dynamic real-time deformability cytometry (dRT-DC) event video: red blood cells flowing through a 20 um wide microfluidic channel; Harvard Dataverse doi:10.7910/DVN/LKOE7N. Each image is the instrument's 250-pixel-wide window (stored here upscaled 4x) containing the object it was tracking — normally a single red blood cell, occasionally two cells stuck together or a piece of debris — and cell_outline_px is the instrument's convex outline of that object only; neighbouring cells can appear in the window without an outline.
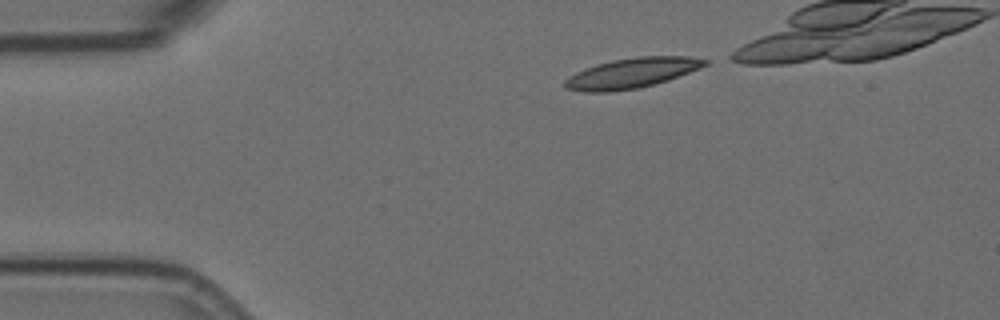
{"species": "Egyptian fruit bat (a non-hibernating species)", "species_latin": "Rousettus aegyptiacus", "temperature_condition": "room temperature", "stored_images_in_passage": 8, "camera_frame_rate_fps": 3000, "um_per_image_px": 0.085, "animal": {"sex": "female"}, "frame": {"image": 1, "passage_image": 1, "time_ms": 0.0, "image_size_px": [1000, 320], "cell_outline_px": [[708, 64], [700, 68], [668, 80], [636, 88], [608, 92], [584, 92], [564, 88], [564, 80], [568, 76], [576, 72], [596, 64], [612, 60], [640, 56], [688, 56], [708, 60]], "centroid_in_image_um": [53.67, 6.21], "position_along_channel_um": 31.3, "area_um2": 24.45}}